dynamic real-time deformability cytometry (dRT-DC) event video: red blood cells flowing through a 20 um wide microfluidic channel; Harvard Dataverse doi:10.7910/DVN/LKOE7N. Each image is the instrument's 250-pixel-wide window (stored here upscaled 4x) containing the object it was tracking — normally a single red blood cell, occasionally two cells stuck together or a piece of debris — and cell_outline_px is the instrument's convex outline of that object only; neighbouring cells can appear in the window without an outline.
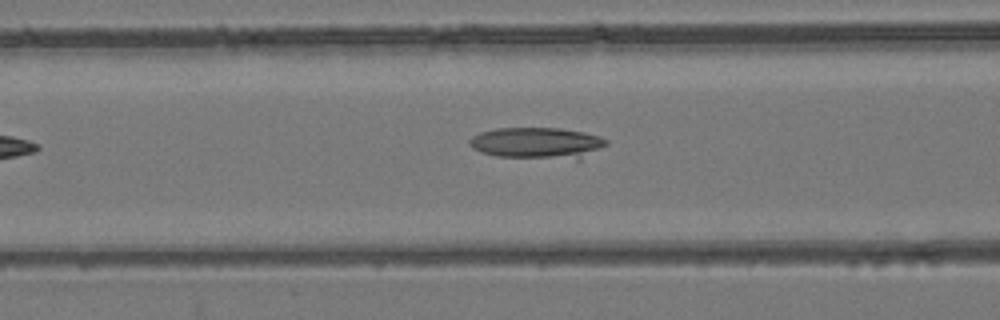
{"species": "common noctule bat (a hibernating species)", "species_latin": "Nyctalus noctula", "temperature_condition": "room temperature", "stored_images_in_passage": 41, "camera_frame_rate_fps": 3000, "um_per_image_px": 0.085, "animal": {"sex": "female", "body_mass_g": 24.6, "forearm_length_mm": 56.2}, "frame": {"image": 1, "passage_image": 12, "time_ms": 3.667, "image_size_px": [1000, 320], "cell_outline_px": [[608, 144], [580, 160], [576, 160], [496, 156], [480, 152], [472, 148], [468, 144], [468, 140], [472, 136], [480, 132], [496, 128], [560, 128], [584, 132], [600, 136], [608, 140]], "centroid_in_image_um": [45.67, 12.17], "position_along_channel_um": 120.9, "area_um2": 25.43}}
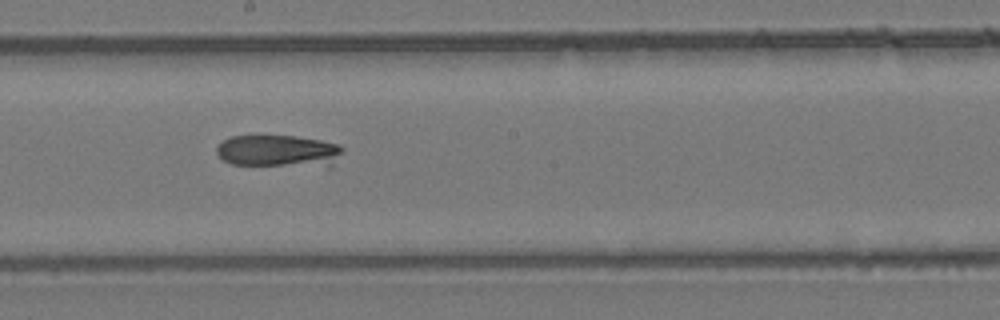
{"frame": {"image": 2, "passage_image": 20, "time_ms": 6.333, "image_size_px": [1000, 320], "cell_outline_px": [[344, 152], [332, 168], [328, 168], [232, 164], [224, 160], [216, 152], [216, 148], [224, 140], [232, 136], [296, 136], [320, 140], [340, 144], [344, 148]], "centroid_in_image_um": [23.81, 12.88], "position_along_channel_um": 224.4, "area_um2": 24.39}}
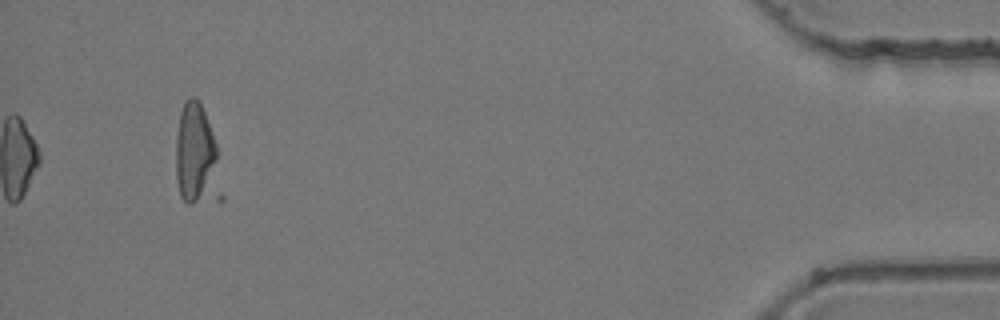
{"frame": {"image": 3, "passage_image": 41, "time_ms": 13.333, "image_size_px": [1000, 320], "cell_outline_px": [[216, 160], [208, 196], [188, 204], [180, 196], [176, 180], [176, 136], [180, 112], [184, 100], [192, 96], [196, 96], [200, 100], [212, 132], [216, 144]], "centroid_in_image_um": [16.52, 12.91], "position_along_channel_um": 418.7, "area_um2": 24.22}}